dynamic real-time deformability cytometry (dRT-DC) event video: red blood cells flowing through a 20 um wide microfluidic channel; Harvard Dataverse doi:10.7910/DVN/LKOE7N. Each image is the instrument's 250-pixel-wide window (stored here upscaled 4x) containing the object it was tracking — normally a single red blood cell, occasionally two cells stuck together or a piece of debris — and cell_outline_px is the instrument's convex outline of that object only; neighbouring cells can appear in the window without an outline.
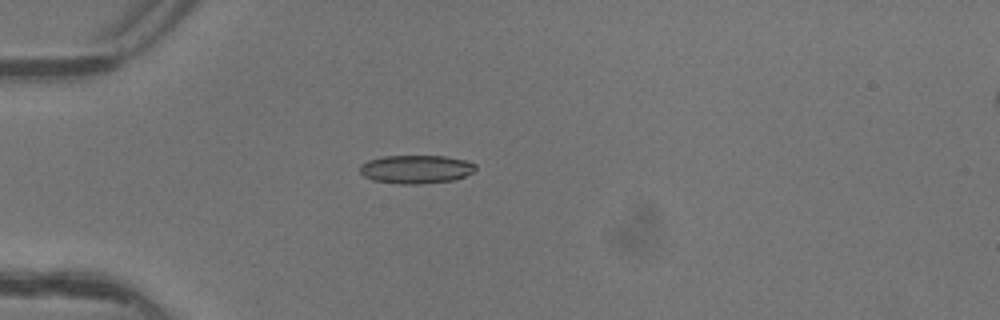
{"species": "common noctule bat (a hibernating species)", "species_latin": "Nyctalus noctula", "temperature_condition": "warm", "stored_images_in_passage": 5, "camera_frame_rate_fps": 3000, "um_per_image_px": 0.085, "animal": {"sex": "female"}, "frame": {"image": 1, "passage_image": 5, "time_ms": 1.333, "image_size_px": [1000, 320], "cell_outline_px": [[476, 168], [472, 172], [456, 180], [420, 184], [400, 184], [372, 180], [364, 176], [360, 172], [360, 164], [368, 160], [384, 156], [444, 156], [464, 160], [476, 164]], "centroid_in_image_um": [35.35, 14.39], "position_along_channel_um": 49.7, "area_um2": 19.19}}